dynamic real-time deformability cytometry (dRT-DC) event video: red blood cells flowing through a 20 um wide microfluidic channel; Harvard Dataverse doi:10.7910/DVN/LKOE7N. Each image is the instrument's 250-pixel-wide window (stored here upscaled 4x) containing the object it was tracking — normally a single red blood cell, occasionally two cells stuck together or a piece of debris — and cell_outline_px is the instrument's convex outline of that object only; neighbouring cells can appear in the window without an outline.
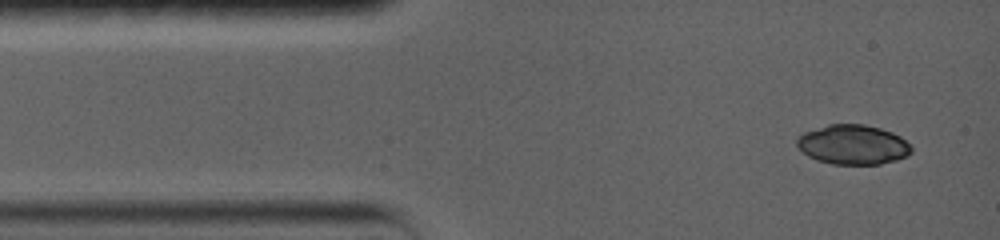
{"species": "common noctule bat (a hibernating species)", "species_latin": "Nyctalus noctula", "temperature_condition": "warm", "stored_images_in_passage": 19, "camera_frame_rate_fps": 5000, "um_per_image_px": 0.085, "animal": {"sex": "female", "body_mass_g": 19.0, "forearm_length_mm": 56.7}, "frame": {"image": 1, "passage_image": 1, "time_ms": 0.0, "image_size_px": [1000, 240], "cell_outline_px": [[912, 152], [908, 156], [896, 160], [880, 164], [832, 164], [816, 160], [808, 156], [796, 144], [796, 136], [804, 132], [828, 124], [864, 124], [880, 128], [892, 132], [900, 136], [912, 148]], "centroid_in_image_um": [72.49, 12.29], "position_along_channel_um": 12.5, "area_um2": 26.53}}
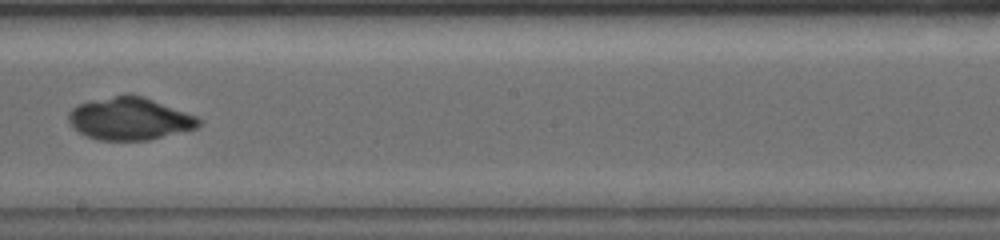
{"frame": {"image": 2, "passage_image": 11, "time_ms": 7.6, "image_size_px": [1000, 240], "cell_outline_px": [[204, 120], [196, 128], [148, 140], [100, 140], [88, 136], [80, 132], [68, 120], [68, 112], [76, 104], [92, 100], [128, 92], [144, 96], [196, 116]], "centroid_in_image_um": [11.02, 10.06], "position_along_channel_um": 237.2, "area_um2": 32.31}}
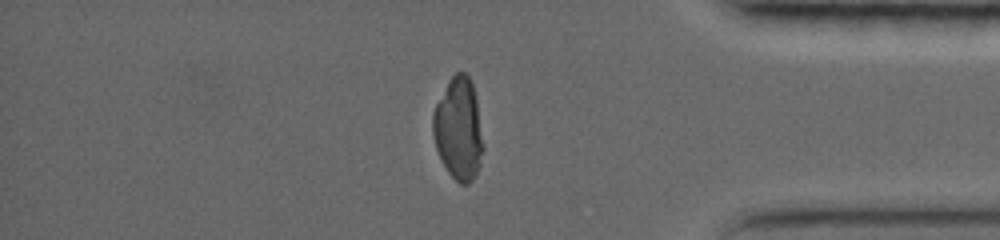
{"frame": {"image": 3, "passage_image": 19, "time_ms": 12.4, "image_size_px": [1000, 240], "cell_outline_px": [[484, 148], [480, 164], [472, 180], [468, 184], [460, 184], [448, 172], [436, 148], [432, 136], [432, 112], [448, 80], [456, 72], [464, 72], [468, 76], [472, 84], [476, 96], [484, 144]], "centroid_in_image_um": [38.98, 10.94], "position_along_channel_um": 396.2, "area_um2": 30.11}}